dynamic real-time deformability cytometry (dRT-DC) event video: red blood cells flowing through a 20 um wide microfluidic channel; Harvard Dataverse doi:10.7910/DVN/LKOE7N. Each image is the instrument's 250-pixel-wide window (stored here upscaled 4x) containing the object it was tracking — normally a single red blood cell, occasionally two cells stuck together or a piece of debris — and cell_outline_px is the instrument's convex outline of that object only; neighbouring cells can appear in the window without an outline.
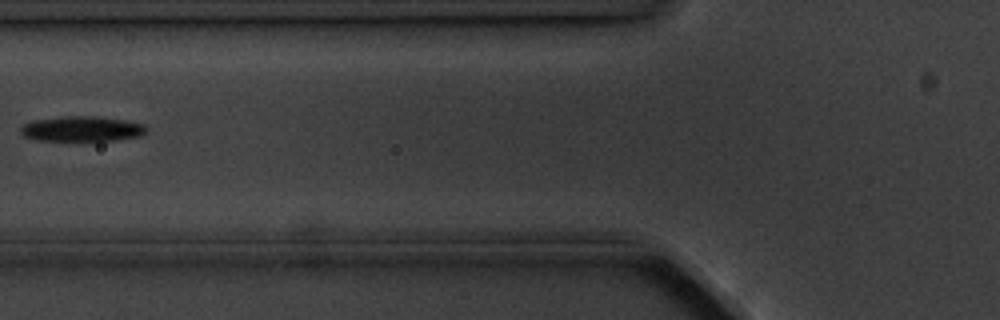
{"species": "common noctule bat (a hibernating species)", "species_latin": "Nyctalus noctula", "temperature_condition": "cold", "stored_images_in_passage": 2, "camera_frame_rate_fps": 3000, "um_per_image_px": 0.085, "animal": {"sex": "male", "body_mass_g": 20.1, "forearm_length_mm": 53.5}, "frame": {"image": 1, "passage_image": 2, "time_ms": 1.333, "image_size_px": [1000, 320], "cell_outline_px": [[148, 128], [140, 136], [116, 140], [36, 140], [24, 136], [20, 132], [20, 128], [24, 124], [32, 120], [64, 116], [92, 116], [124, 120], [144, 124]], "centroid_in_image_um": [6.94, 10.95], "position_along_channel_um": 118.9, "area_um2": 18.32}}